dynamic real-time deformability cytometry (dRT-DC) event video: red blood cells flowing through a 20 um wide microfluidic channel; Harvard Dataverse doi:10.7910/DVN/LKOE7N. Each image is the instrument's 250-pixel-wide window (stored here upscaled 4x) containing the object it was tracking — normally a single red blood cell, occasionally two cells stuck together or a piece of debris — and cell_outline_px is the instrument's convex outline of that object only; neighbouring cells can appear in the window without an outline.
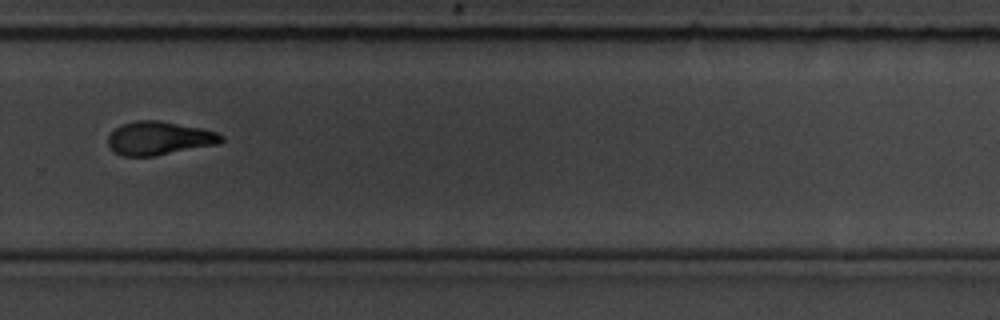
{"species": "common noctule bat (a hibernating species)", "species_latin": "Nyctalus noctula", "temperature_condition": "room temperature", "stored_images_in_passage": 17, "camera_frame_rate_fps": 3000, "um_per_image_px": 0.085, "animal": {"sex": "male", "body_mass_g": 19.5, "forearm_length_mm": 54.6}, "frame": {"image": 1, "passage_image": 12, "time_ms": 13.667, "image_size_px": [1000, 320], "cell_outline_px": [[224, 140], [220, 144], [156, 156], [124, 156], [116, 152], [108, 144], [108, 136], [120, 124], [136, 120], [156, 120], [200, 128], [216, 132], [224, 136]], "centroid_in_image_um": [13.55, 11.75], "position_along_channel_um": 316.2, "area_um2": 22.08}, "authors_computed_cell_mechanics": {"area_um2": 20.5768, "velocity_mm_per_s": 3.6254, "shape_relaxation_time_tau1_ms": 2.5639, "shape_relaxation_time_tau2_ms": 6.1615, "deformation_change_tau1": 0.1357, "deformation_change_tau2": 0.1315}}